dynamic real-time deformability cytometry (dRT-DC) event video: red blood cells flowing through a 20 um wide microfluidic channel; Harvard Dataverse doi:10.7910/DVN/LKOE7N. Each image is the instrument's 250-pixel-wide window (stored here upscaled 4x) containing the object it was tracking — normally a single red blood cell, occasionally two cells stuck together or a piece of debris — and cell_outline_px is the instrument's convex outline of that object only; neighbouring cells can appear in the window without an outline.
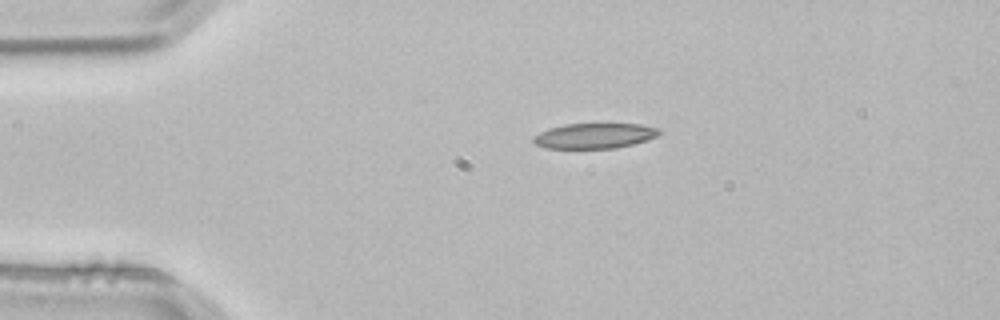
{"species": "common noctule bat (a hibernating species)", "species_latin": "Nyctalus noctula", "temperature_condition": "room temperature", "stored_images_in_passage": 3, "camera_frame_rate_fps": 3000, "um_per_image_px": 0.085, "animal": {"sex": "male", "body_mass_g": 21.5, "forearm_length_mm": 52.0}, "frame": {"image": 1, "passage_image": 1, "time_ms": 0.0, "image_size_px": [1000, 320], "cell_outline_px": [[660, 132], [656, 136], [648, 140], [616, 148], [548, 148], [536, 144], [532, 140], [532, 136], [548, 128], [564, 124], [640, 124], [656, 128]], "centroid_in_image_um": [50.49, 11.54], "position_along_channel_um": 34.5, "area_um2": 18.38}}